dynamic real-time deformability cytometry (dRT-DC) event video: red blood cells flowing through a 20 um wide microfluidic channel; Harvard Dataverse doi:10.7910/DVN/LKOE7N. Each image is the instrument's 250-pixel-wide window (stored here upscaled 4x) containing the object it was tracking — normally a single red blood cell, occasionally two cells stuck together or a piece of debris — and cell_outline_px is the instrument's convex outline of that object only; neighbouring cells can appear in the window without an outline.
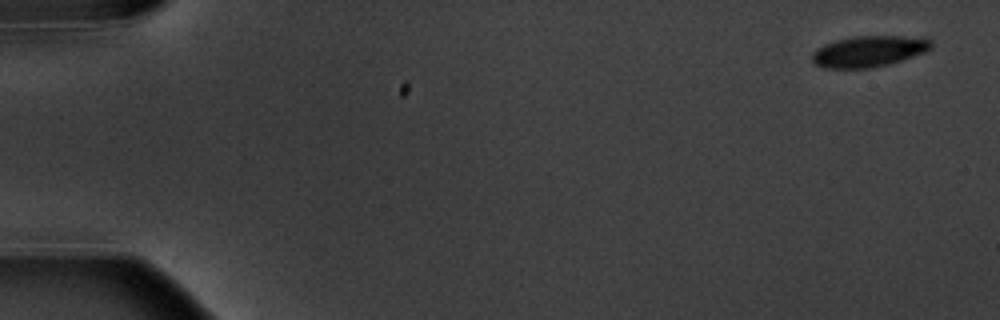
{"species": "common noctule bat (a hibernating species)", "species_latin": "Nyctalus noctula", "temperature_condition": "warm", "stored_images_in_passage": 5, "camera_frame_rate_fps": 3000, "um_per_image_px": 0.085, "animal": {"sex": "male", "body_mass_g": 20.1, "forearm_length_mm": 53.5}, "frame": {"image": 1, "passage_image": 1, "time_ms": 0.0, "image_size_px": [1000, 320], "cell_outline_px": [[932, 48], [924, 52], [888, 64], [872, 68], [824, 68], [812, 64], [812, 52], [816, 48], [824, 44], [836, 40], [852, 36], [928, 36], [932, 40]], "centroid_in_image_um": [73.85, 4.34], "position_along_channel_um": 11.1, "area_um2": 21.91}}
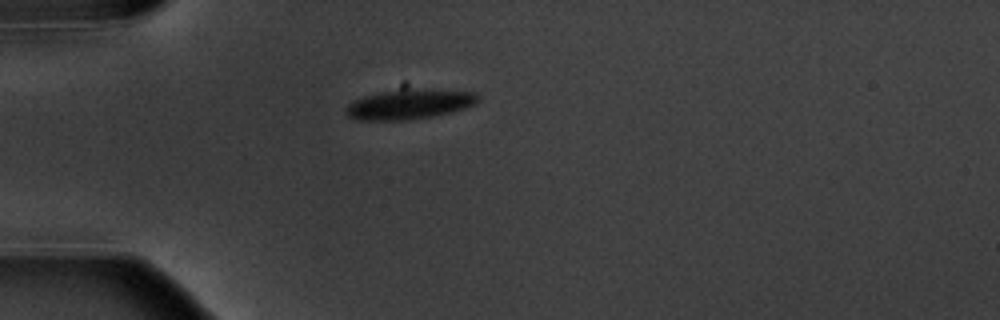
{"frame": {"image": 2, "passage_image": 5, "time_ms": 4.667, "image_size_px": [1000, 320], "cell_outline_px": [[480, 100], [476, 104], [452, 112], [404, 120], [360, 120], [348, 116], [344, 112], [344, 108], [352, 100], [364, 96], [380, 92], [412, 88], [432, 88], [472, 92], [480, 96]], "centroid_in_image_um": [34.8, 8.83], "position_along_channel_um": 50.2, "area_um2": 23.24}}